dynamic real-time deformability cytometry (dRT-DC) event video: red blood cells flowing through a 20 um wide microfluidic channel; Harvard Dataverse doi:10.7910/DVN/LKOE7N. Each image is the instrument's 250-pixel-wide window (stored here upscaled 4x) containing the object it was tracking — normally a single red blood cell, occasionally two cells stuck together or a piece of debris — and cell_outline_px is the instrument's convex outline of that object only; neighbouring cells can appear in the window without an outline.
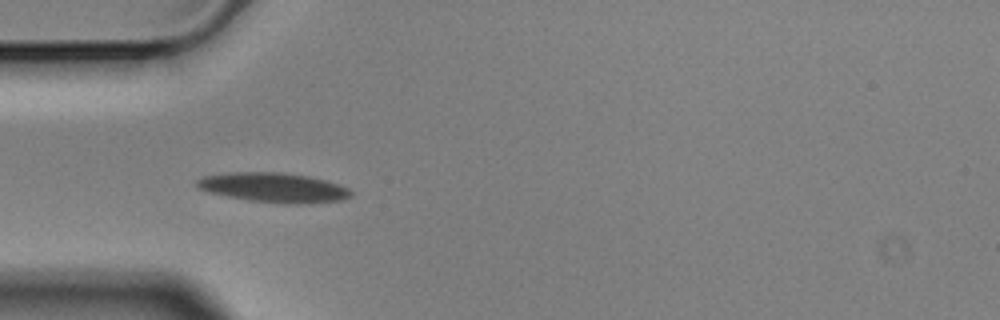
{"species": "Egyptian fruit bat (a non-hibernating species)", "species_latin": "Rousettus aegyptiacus", "temperature_condition": "cold", "stored_images_in_passage": 5, "camera_frame_rate_fps": 3000, "um_per_image_px": 0.085, "animal": {"sex": "male"}, "frame": {"image": 1, "passage_image": 3, "time_ms": 0.667, "image_size_px": [1000, 320], "cell_outline_px": [[352, 196], [340, 200], [296, 204], [284, 204], [248, 200], [208, 192], [196, 188], [196, 180], [204, 176], [228, 172], [280, 172], [308, 176], [340, 184], [348, 188], [352, 192]], "centroid_in_image_um": [23.23, 15.94], "position_along_channel_um": 61.8, "area_um2": 26.59}}
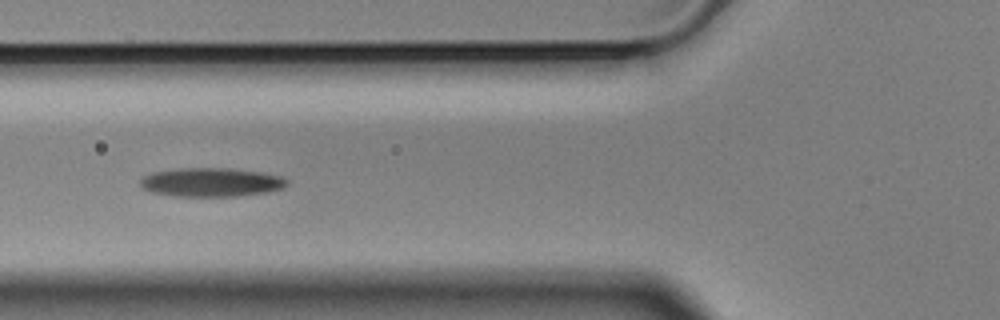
{"frame": {"image": 2, "passage_image": 4, "time_ms": 1.0, "image_size_px": [1000, 320], "cell_outline_px": [[288, 184], [284, 188], [264, 192], [236, 196], [176, 196], [152, 192], [144, 188], [140, 184], [140, 180], [144, 176], [152, 172], [180, 168], [228, 168], [260, 172], [280, 176], [288, 180]], "centroid_in_image_um": [17.95, 15.48], "position_along_channel_um": 107.8, "area_um2": 24.45}}
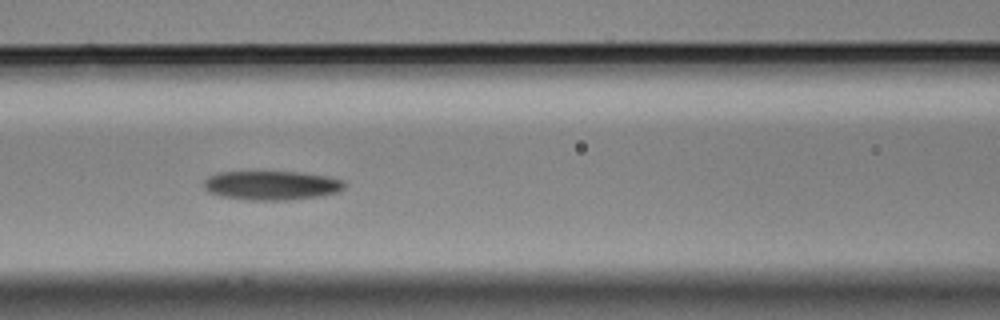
{"frame": {"image": 3, "passage_image": 5, "time_ms": 1.333, "image_size_px": [1000, 320], "cell_outline_px": [[344, 188], [336, 192], [320, 196], [288, 200], [248, 200], [220, 196], [208, 192], [204, 188], [204, 180], [208, 176], [216, 172], [300, 172], [328, 176], [344, 180]], "centroid_in_image_um": [23.06, 15.75], "position_along_channel_um": 143.5, "area_um2": 23.99}}